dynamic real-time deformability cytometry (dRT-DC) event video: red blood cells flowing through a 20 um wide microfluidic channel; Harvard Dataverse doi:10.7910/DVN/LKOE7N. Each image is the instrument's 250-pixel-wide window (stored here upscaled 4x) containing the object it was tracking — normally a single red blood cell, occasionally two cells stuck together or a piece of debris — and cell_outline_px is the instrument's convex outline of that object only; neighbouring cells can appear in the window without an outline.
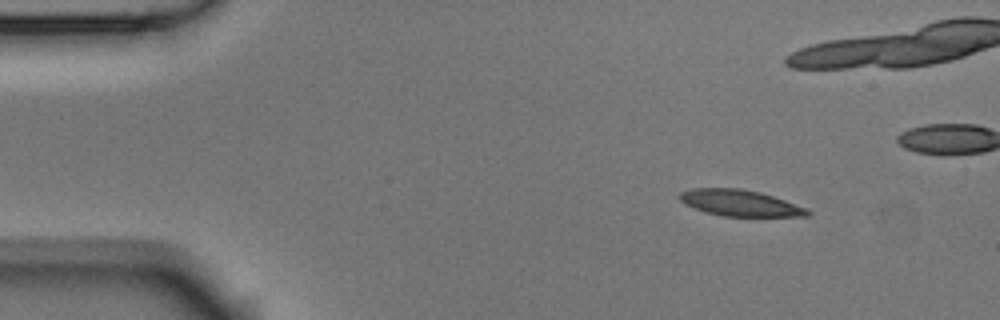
{"species": "Egyptian fruit bat (a non-hibernating species)", "species_latin": "Rousettus aegyptiacus", "temperature_condition": "room temperature", "stored_images_in_passage": 4, "camera_frame_rate_fps": 3000, "um_per_image_px": 0.085, "animal": {"sex": "male"}, "frame": {"image": 1, "passage_image": 1, "time_ms": 0.0, "image_size_px": [1000, 320], "cell_outline_px": [[812, 212], [808, 216], [724, 216], [704, 212], [684, 204], [676, 196], [680, 192], [692, 188], [740, 188], [760, 192], [808, 208]], "centroid_in_image_um": [62.87, 17.25], "position_along_channel_um": 22.1, "area_um2": 19.65}}